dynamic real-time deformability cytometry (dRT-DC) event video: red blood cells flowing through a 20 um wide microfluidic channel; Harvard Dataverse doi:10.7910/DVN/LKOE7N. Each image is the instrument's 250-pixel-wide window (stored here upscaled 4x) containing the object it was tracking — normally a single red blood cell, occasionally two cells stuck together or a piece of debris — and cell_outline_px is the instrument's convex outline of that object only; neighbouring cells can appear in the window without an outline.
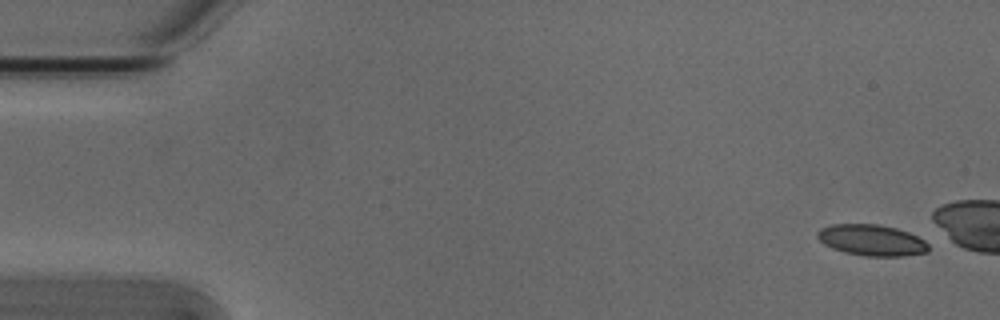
{"species": "Egyptian fruit bat (a non-hibernating species)", "species_latin": "Rousettus aegyptiacus", "temperature_condition": "cold", "stored_images_in_passage": 2, "camera_frame_rate_fps": 3000, "um_per_image_px": 0.085, "animal": {"sex": "male"}, "frame": {"image": 1, "passage_image": 2, "time_ms": 0.333, "image_size_px": [1000, 320], "cell_outline_px": [[928, 252], [904, 256], [864, 256], [844, 252], [832, 248], [824, 244], [816, 236], [816, 232], [820, 228], [832, 224], [880, 224], [896, 228], [908, 232], [924, 240], [928, 244]], "centroid_in_image_um": [74.07, 20.41], "position_along_channel_um": 10.9, "area_um2": 20.23}}